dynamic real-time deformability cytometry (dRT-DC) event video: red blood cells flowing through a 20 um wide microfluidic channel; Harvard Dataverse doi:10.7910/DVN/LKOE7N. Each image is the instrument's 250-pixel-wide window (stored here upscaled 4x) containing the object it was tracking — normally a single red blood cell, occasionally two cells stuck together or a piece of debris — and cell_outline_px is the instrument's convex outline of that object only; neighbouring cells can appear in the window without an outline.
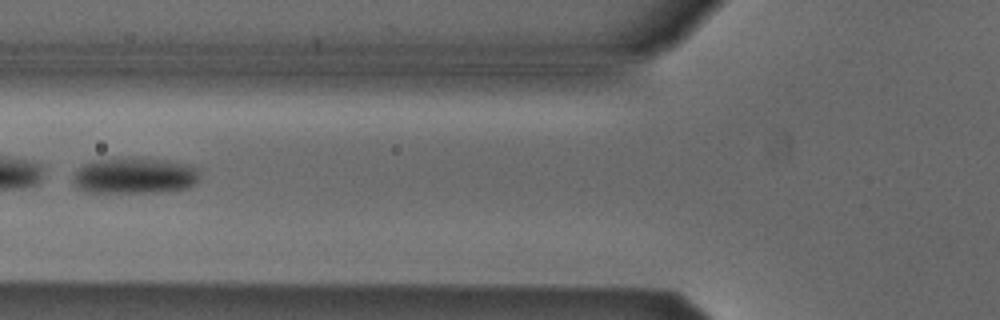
{"species": "Egyptian fruit bat (a non-hibernating species)", "species_latin": "Rousettus aegyptiacus", "temperature_condition": "cold", "stored_images_in_passage": 3, "camera_frame_rate_fps": 3000, "um_per_image_px": 0.085, "animal": {"sex": "male"}, "frame": {"image": 1, "passage_image": 2, "time_ms": 0.333, "image_size_px": [1000, 320], "cell_outline_px": [[200, 176], [188, 188], [176, 192], [84, 192], [76, 188], [72, 184], [72, 176], [84, 164], [92, 160], [140, 156], [168, 160], [192, 164], [200, 168]], "centroid_in_image_um": [11.48, 14.92], "position_along_channel_um": 114.3, "area_um2": 27.69}}
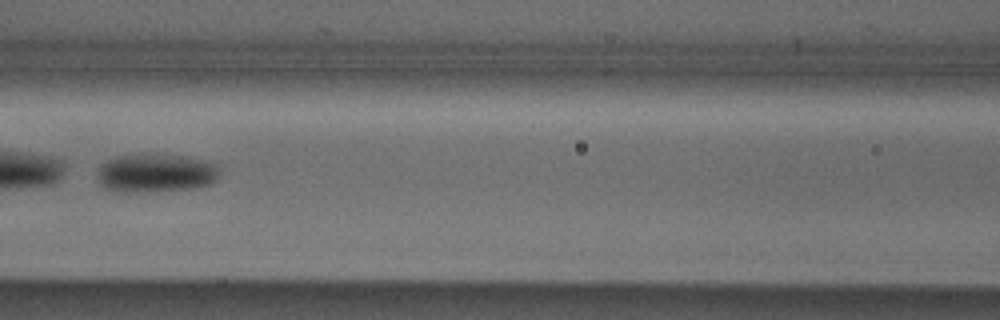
{"frame": {"image": 2, "passage_image": 3, "time_ms": 0.667, "image_size_px": [1000, 320], "cell_outline_px": [[220, 176], [212, 184], [196, 188], [152, 192], [112, 192], [104, 188], [100, 184], [96, 176], [96, 172], [100, 164], [116, 156], [184, 156], [216, 164]], "centroid_in_image_um": [13.2, 14.77], "position_along_channel_um": 153.4, "area_um2": 27.46}}